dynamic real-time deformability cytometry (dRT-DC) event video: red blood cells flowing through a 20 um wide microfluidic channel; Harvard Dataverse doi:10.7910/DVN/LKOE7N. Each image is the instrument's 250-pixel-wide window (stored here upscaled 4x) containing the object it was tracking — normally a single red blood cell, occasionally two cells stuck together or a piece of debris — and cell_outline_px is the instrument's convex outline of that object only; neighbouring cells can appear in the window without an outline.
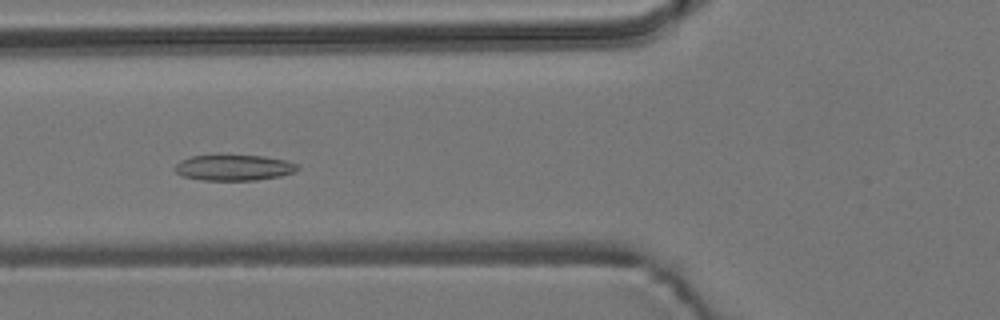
{"species": "common noctule bat (a hibernating species)", "species_latin": "Nyctalus noctula", "temperature_condition": "room temperature", "stored_images_in_passage": 8, "camera_frame_rate_fps": 3000, "um_per_image_px": 0.085, "animal": {"sex": "male", "body_mass_g": 19.2, "forearm_length_mm": 51.8}, "frame": {"image": 1, "passage_image": 7, "time_ms": 7.0, "image_size_px": [1000, 320], "cell_outline_px": [[300, 168], [296, 172], [280, 176], [256, 180], [204, 180], [184, 176], [176, 172], [176, 164], [180, 160], [192, 156], [264, 156], [284, 160], [296, 164]], "centroid_in_image_um": [19.92, 14.26], "position_along_channel_um": 105.9, "area_um2": 18.09}}
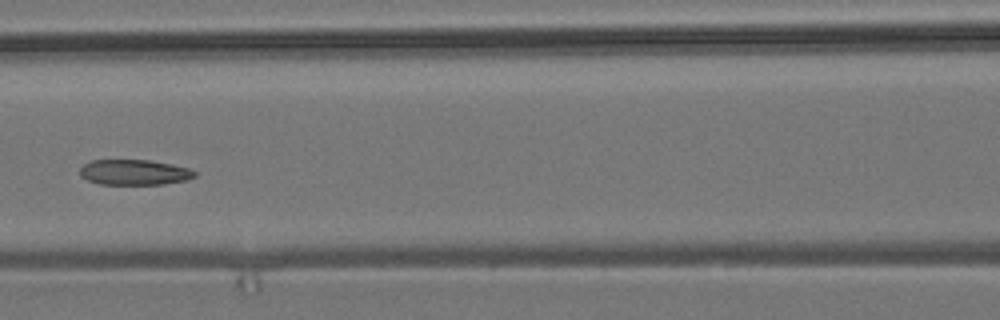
{"frame": {"image": 2, "passage_image": 8, "time_ms": 8.333, "image_size_px": [1000, 320], "cell_outline_px": [[196, 176], [188, 180], [164, 184], [100, 184], [88, 180], [80, 176], [80, 168], [84, 164], [92, 160], [148, 160], [172, 164], [188, 168], [196, 172]], "centroid_in_image_um": [11.42, 14.64], "position_along_channel_um": 155.2, "area_um2": 16.99}}